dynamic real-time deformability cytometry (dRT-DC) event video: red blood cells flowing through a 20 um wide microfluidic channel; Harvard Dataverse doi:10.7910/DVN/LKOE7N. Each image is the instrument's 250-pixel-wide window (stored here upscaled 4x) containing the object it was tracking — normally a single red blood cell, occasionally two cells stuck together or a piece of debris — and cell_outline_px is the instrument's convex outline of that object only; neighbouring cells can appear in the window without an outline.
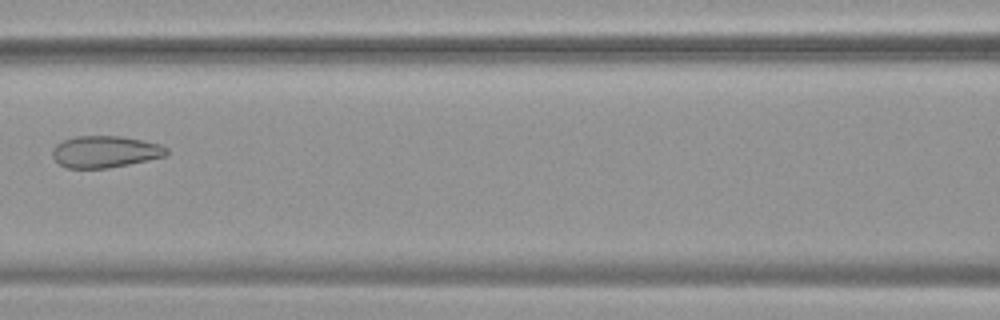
{"species": "common noctule bat (a hibernating species)", "species_latin": "Nyctalus noctula", "temperature_condition": "warm", "stored_images_in_passage": 7, "camera_frame_rate_fps": 3000, "um_per_image_px": 0.085, "animal": {"sex": "female", "body_mass_g": 19.9}, "frame": {"image": 1, "passage_image": 7, "time_ms": 2.0, "image_size_px": [1000, 320], "cell_outline_px": [[168, 152], [164, 156], [148, 160], [108, 168], [64, 168], [52, 156], [52, 148], [56, 144], [64, 140], [76, 136], [120, 136], [160, 144], [168, 148]], "centroid_in_image_um": [8.91, 12.9], "position_along_channel_um": 157.7, "area_um2": 21.04}}